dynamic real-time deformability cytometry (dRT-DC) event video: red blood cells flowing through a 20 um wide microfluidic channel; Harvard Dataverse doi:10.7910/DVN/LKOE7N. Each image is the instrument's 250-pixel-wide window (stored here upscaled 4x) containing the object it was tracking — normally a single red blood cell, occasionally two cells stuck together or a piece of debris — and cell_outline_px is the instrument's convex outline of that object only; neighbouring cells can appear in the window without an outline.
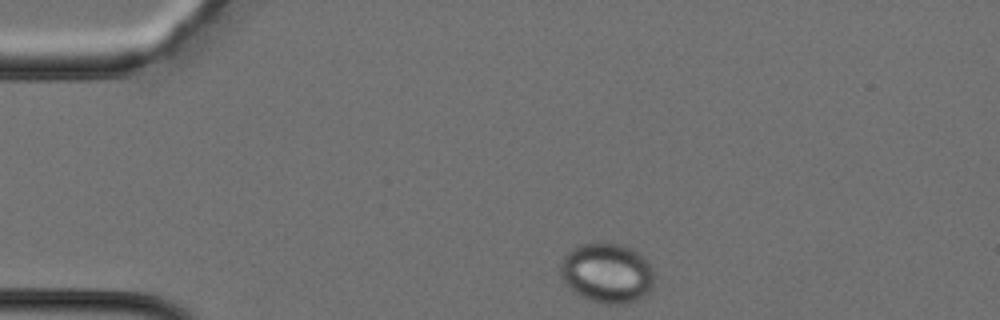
{"species": "Egyptian fruit bat (a non-hibernating species)", "species_latin": "Rousettus aegyptiacus", "temperature_condition": "cold", "stored_images_in_passage": 31, "camera_frame_rate_fps": 3000, "um_per_image_px": 0.085, "animal": {"sex": "female"}, "frame": {"image": 1, "passage_image": 1, "time_ms": 0.0, "image_size_px": [1000, 320], "cell_outline_px": [[652, 288], [644, 296], [628, 304], [604, 304], [580, 296], [572, 292], [568, 288], [560, 272], [560, 260], [572, 248], [580, 244], [596, 240], [620, 244], [632, 248], [644, 256], [652, 268]], "centroid_in_image_um": [51.57, 23.17], "position_along_channel_um": 33.4, "area_um2": 33.35}}
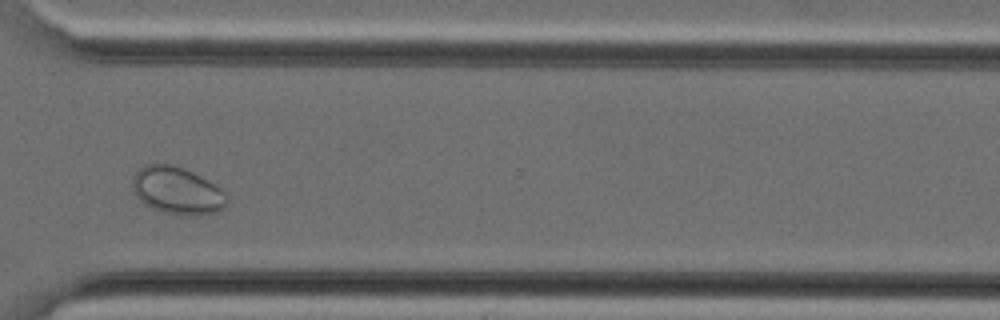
{"frame": {"image": 2, "passage_image": 22, "time_ms": 7.0, "image_size_px": [1000, 320], "cell_outline_px": [[228, 200], [224, 208], [216, 212], [164, 212], [152, 208], [144, 204], [136, 196], [132, 188], [132, 176], [144, 164], [172, 164], [184, 168], [200, 176], [220, 188], [228, 196]], "centroid_in_image_um": [15.01, 16.14], "position_along_channel_um": 355.6, "area_um2": 25.32}}
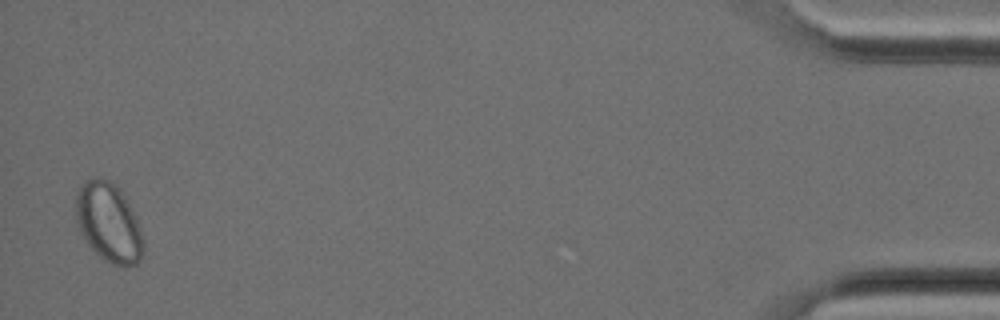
{"frame": {"image": 3, "passage_image": 31, "time_ms": 10.0, "image_size_px": [1000, 320], "cell_outline_px": [[144, 252], [140, 260], [136, 264], [124, 268], [112, 264], [104, 260], [88, 244], [80, 232], [76, 216], [76, 196], [80, 188], [92, 176], [100, 176], [116, 184], [128, 204], [140, 228], [144, 240]], "centroid_in_image_um": [9.25, 18.95], "position_along_channel_um": 426.0, "area_um2": 30.98}}